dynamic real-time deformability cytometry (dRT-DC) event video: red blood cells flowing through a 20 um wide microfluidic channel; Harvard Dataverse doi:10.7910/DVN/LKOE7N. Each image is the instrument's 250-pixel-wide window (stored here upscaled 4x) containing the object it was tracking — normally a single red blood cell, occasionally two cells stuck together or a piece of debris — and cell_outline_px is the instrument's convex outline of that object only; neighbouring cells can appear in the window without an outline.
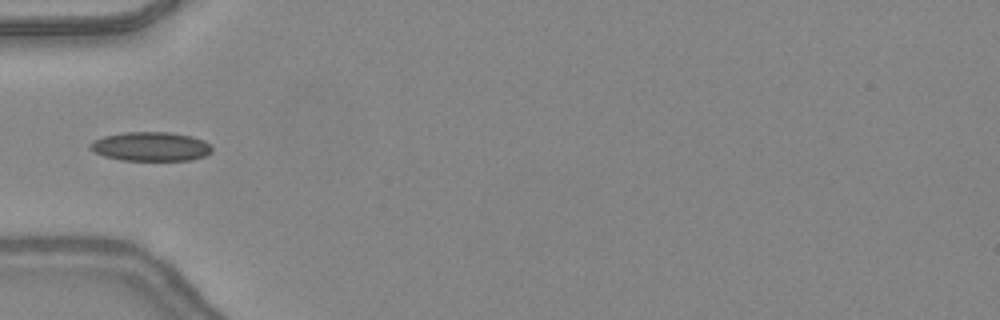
{"species": "common noctule bat (a hibernating species)", "species_latin": "Nyctalus noctula", "temperature_condition": "warm", "stored_images_in_passage": 4, "camera_frame_rate_fps": 3000, "um_per_image_px": 0.085, "animal": {"sex": "female", "body_mass_g": 24.6, "forearm_length_mm": 56.2}, "frame": {"image": 1, "passage_image": 1, "time_ms": 0.0, "image_size_px": [1000, 320], "cell_outline_px": [[212, 152], [204, 156], [192, 160], [120, 160], [104, 156], [88, 148], [88, 144], [92, 140], [104, 136], [124, 132], [168, 132], [192, 136], [204, 140], [212, 144]], "centroid_in_image_um": [12.82, 12.45], "position_along_channel_um": 72.2, "area_um2": 20.87}}
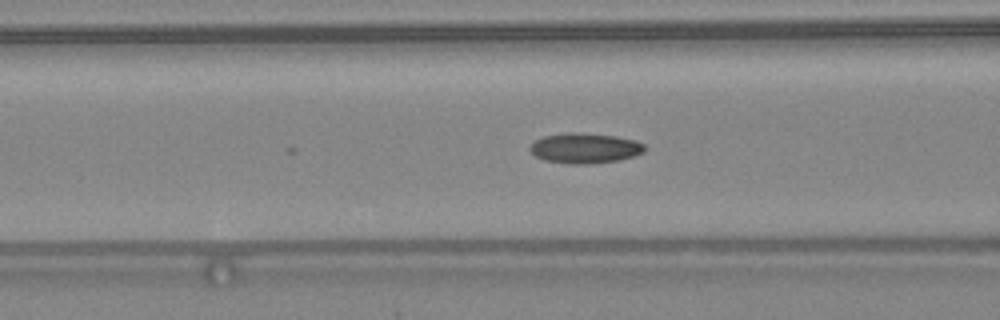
{"frame": {"image": 2, "passage_image": 4, "time_ms": 1.0, "image_size_px": [1000, 320], "cell_outline_px": [[644, 152], [620, 160], [588, 164], [568, 164], [544, 160], [536, 156], [528, 148], [536, 140], [544, 136], [572, 132], [616, 136], [636, 140], [644, 144]], "centroid_in_image_um": [49.72, 12.6], "position_along_channel_um": 116.9, "area_um2": 20.06}}